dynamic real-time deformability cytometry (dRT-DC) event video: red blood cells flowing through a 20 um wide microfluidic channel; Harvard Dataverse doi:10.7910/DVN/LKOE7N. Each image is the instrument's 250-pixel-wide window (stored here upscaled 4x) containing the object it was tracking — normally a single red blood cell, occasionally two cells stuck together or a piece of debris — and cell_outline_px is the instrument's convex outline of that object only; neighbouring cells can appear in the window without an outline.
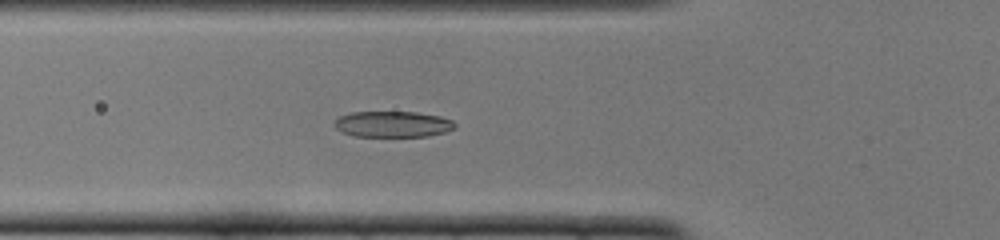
{"species": "common noctule bat (a hibernating species)", "species_latin": "Nyctalus noctula", "temperature_condition": "cold", "stored_images_in_passage": 54, "camera_frame_rate_fps": 3000, "um_per_image_px": 0.085, "animal": {"sex": "female", "body_mass_g": 22.0, "forearm_length_mm": 56.7}, "frame": {"image": 1, "passage_image": 19, "time_ms": 6.0, "image_size_px": [1000, 240], "cell_outline_px": [[456, 128], [444, 132], [428, 136], [352, 136], [340, 132], [332, 124], [340, 116], [352, 112], [416, 112], [440, 116], [452, 120], [456, 124]], "centroid_in_image_um": [33.37, 10.56], "position_along_channel_um": 92.4, "area_um2": 18.32}}
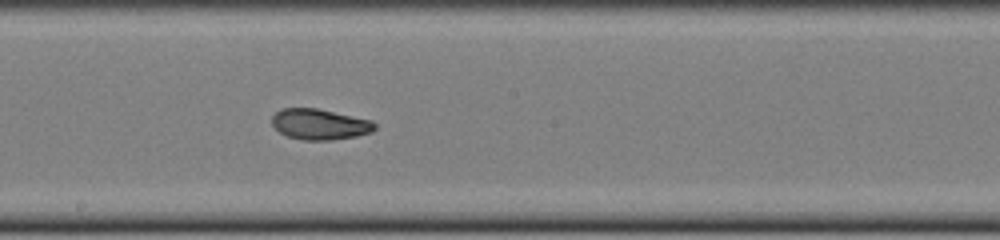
{"frame": {"image": 2, "passage_image": 29, "time_ms": 9.333, "image_size_px": [1000, 240], "cell_outline_px": [[376, 128], [372, 132], [356, 136], [332, 140], [304, 140], [288, 136], [280, 132], [272, 124], [272, 116], [280, 108], [316, 108], [372, 120], [376, 124]], "centroid_in_image_um": [27.19, 10.56], "position_along_channel_um": 221.0, "area_um2": 18.38}}
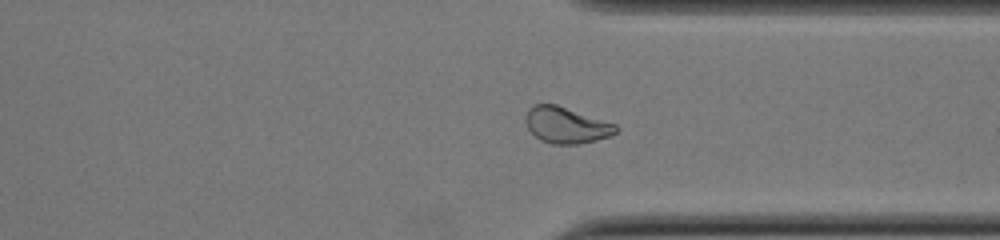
{"frame": {"image": 3, "passage_image": 40, "time_ms": 13.0, "image_size_px": [1000, 240], "cell_outline_px": [[620, 128], [616, 132], [608, 136], [596, 140], [580, 144], [552, 144], [540, 140], [528, 128], [528, 108], [536, 104], [556, 104], [616, 124]], "centroid_in_image_um": [48.17, 10.64], "position_along_channel_um": 363.2, "area_um2": 18.73}, "authors_computed_cell_mechanics": {"area_um2": 18.7561, "velocity_mm_per_s": 3.8679, "shape_relaxation_time_tau1_ms": 3.6174, "shape_relaxation_time_tau2_ms": 2.1205, "deformation_change_tau1": 0.1546, "deformation_change_tau2": 0.074}}